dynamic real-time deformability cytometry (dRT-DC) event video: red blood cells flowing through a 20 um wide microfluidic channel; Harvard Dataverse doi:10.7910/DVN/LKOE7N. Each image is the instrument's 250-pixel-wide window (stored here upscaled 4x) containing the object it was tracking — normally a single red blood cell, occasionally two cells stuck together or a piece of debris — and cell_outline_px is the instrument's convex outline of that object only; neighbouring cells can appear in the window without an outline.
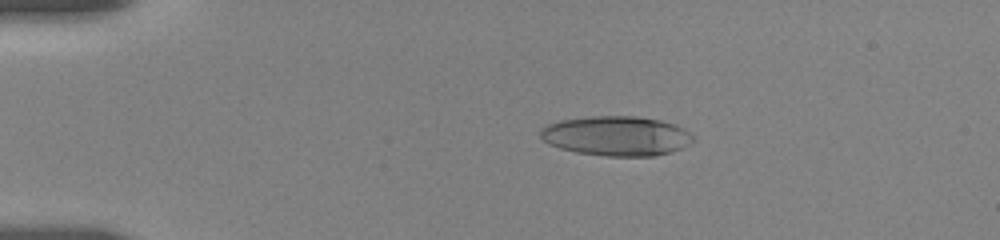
{"species": "human", "species_latin": "Homo sapiens", "temperature_condition": "room temperature", "stored_images_in_passage": 67, "camera_frame_rate_fps": 3000, "um_per_image_px": 0.085, "donor": {"sex": "female"}, "frame": {"image": 1, "passage_image": 12, "time_ms": 3.333, "image_size_px": [1000, 240], "cell_outline_px": [[696, 140], [672, 152], [656, 156], [608, 156], [576, 152], [560, 148], [548, 144], [540, 136], [540, 128], [548, 124], [560, 120], [592, 116], [640, 116], [660, 120], [676, 124], [684, 128], [696, 136]], "centroid_in_image_um": [52.44, 11.55], "position_along_channel_um": 32.6, "area_um2": 35.66}}
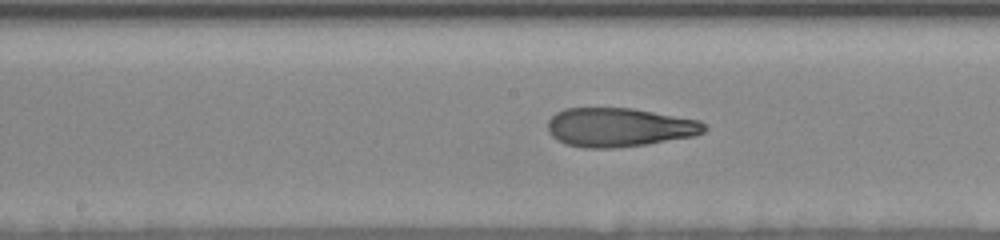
{"frame": {"image": 2, "passage_image": 35, "time_ms": 9.333, "image_size_px": [1000, 240], "cell_outline_px": [[708, 128], [704, 132], [696, 136], [648, 144], [616, 148], [584, 148], [564, 144], [556, 140], [548, 132], [548, 120], [556, 112], [564, 108], [632, 108], [700, 120]], "centroid_in_image_um": [52.63, 10.83], "position_along_channel_um": 195.6, "area_um2": 35.89}}
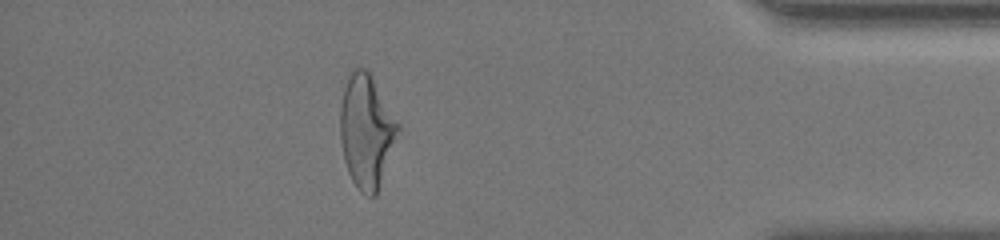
{"frame": {"image": 3, "passage_image": 59, "time_ms": 16.0, "image_size_px": [1000, 240], "cell_outline_px": [[400, 128], [376, 196], [368, 196], [360, 192], [356, 188], [348, 172], [344, 160], [340, 140], [340, 108], [344, 88], [348, 76], [352, 68], [364, 68], [372, 76], [400, 124]], "centroid_in_image_um": [31.14, 11.15], "position_along_channel_um": 404.1, "area_um2": 38.09}, "authors_computed_cell_mechanics": {"area_um2": 36.0094, "velocity_mm_per_s": 3.6598, "shape_relaxation_time_tau1_ms": 6.2929, "shape_relaxation_time_tau2_ms": 1.6742, "deformation_change_tau1": 0.2448, "deformation_change_tau2": 0.1025}}